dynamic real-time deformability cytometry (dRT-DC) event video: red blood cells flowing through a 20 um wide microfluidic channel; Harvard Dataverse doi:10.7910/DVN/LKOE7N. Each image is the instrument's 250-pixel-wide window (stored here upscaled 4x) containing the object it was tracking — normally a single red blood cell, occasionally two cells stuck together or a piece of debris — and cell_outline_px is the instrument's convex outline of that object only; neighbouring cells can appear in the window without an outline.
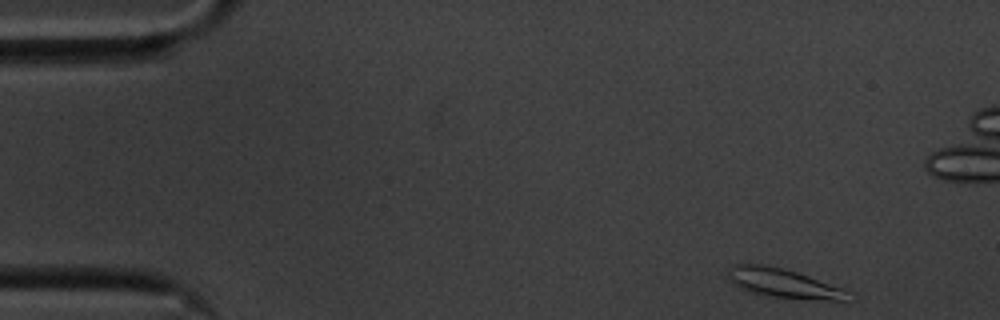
{"species": "common noctule bat (a hibernating species)", "species_latin": "Nyctalus noctula", "temperature_condition": "cold", "stored_images_in_passage": 54, "camera_frame_rate_fps": 3000, "um_per_image_px": 0.085, "animal": {"sex": "male", "body_mass_g": 20.1, "forearm_length_mm": 53.5}, "frame": {"image": 1, "passage_image": 1, "time_ms": 0.0, "image_size_px": [1000, 320], "cell_outline_px": [[856, 300], [832, 300], [768, 296], [752, 292], [740, 288], [732, 284], [728, 280], [728, 268], [736, 264], [748, 260], [784, 268], [844, 288], [852, 292]], "centroid_in_image_um": [66.58, 24.04], "position_along_channel_um": 18.4, "area_um2": 21.04}}
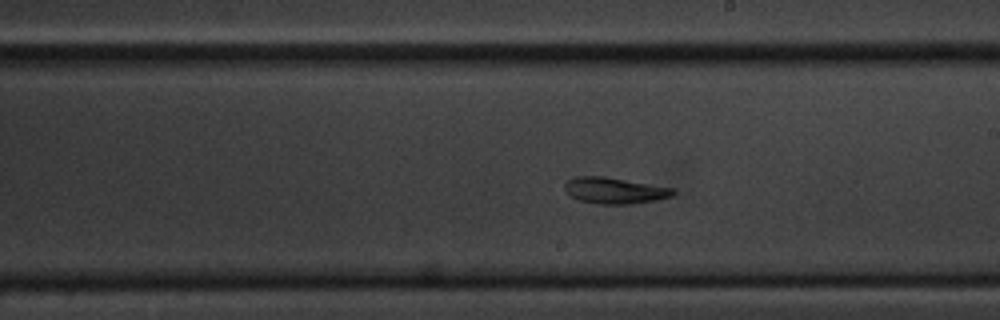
{"frame": {"image": 2, "passage_image": 28, "time_ms": 9.0, "image_size_px": [1000, 320], "cell_outline_px": [[676, 192], [672, 196], [656, 200], [632, 204], [600, 204], [580, 200], [568, 196], [564, 192], [564, 184], [568, 180], [576, 176], [604, 176], [672, 188]], "centroid_in_image_um": [52.19, 16.2], "position_along_channel_um": 236.8, "area_um2": 16.59}}
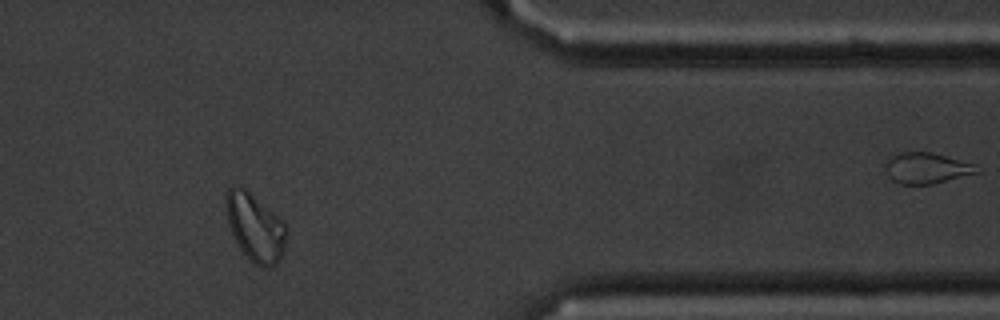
{"frame": {"image": 3, "passage_image": 43, "time_ms": 14.0, "image_size_px": [1000, 320], "cell_outline_px": [[288, 232], [284, 252], [280, 260], [276, 264], [268, 268], [264, 268], [256, 264], [240, 248], [228, 224], [224, 204], [224, 196], [228, 188], [236, 184], [244, 188], [272, 212], [284, 224]], "centroid_in_image_um": [21.67, 19.32], "position_along_channel_um": 389.7, "area_um2": 23.7}, "authors_computed_cell_mechanics": {"area_um2": 17.6868, "velocity_mm_per_s": 3.4754, "shape_relaxation_time_tau1_ms": 9.992, "shape_relaxation_time_tau2_ms": null, "deformation_change_tau1": 0.2339, "deformation_change_tau2": null}}